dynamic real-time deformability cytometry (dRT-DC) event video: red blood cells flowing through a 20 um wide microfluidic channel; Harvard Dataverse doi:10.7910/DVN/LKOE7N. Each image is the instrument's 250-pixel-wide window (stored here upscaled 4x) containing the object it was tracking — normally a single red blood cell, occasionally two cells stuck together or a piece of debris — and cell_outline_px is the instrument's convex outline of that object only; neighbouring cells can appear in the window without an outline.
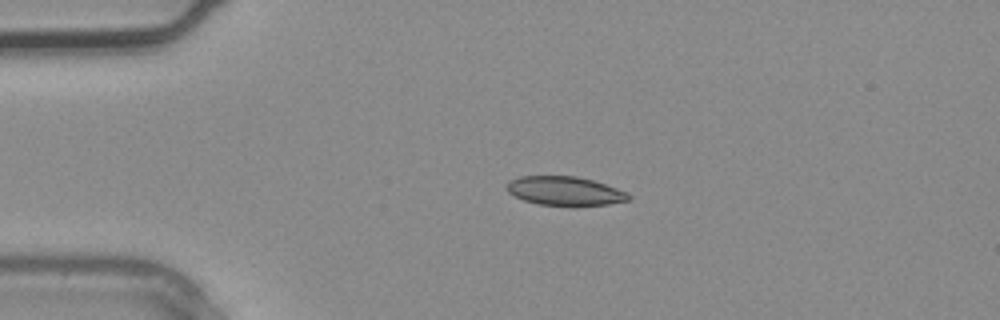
{"species": "common noctule bat (a hibernating species)", "species_latin": "Nyctalus noctula", "temperature_condition": "warm", "stored_images_in_passage": 2, "camera_frame_rate_fps": 3000, "um_per_image_px": 0.085, "animal": {"sex": "male", "body_mass_g": 20.4}, "frame": {"image": 1, "passage_image": 1, "time_ms": 0.0, "image_size_px": [1000, 320], "cell_outline_px": [[632, 200], [608, 204], [572, 208], [540, 204], [524, 200], [508, 192], [504, 184], [508, 180], [520, 176], [576, 176], [592, 180], [628, 192], [632, 196]], "centroid_in_image_um": [48.03, 16.26], "position_along_channel_um": 37.0, "area_um2": 21.21}}